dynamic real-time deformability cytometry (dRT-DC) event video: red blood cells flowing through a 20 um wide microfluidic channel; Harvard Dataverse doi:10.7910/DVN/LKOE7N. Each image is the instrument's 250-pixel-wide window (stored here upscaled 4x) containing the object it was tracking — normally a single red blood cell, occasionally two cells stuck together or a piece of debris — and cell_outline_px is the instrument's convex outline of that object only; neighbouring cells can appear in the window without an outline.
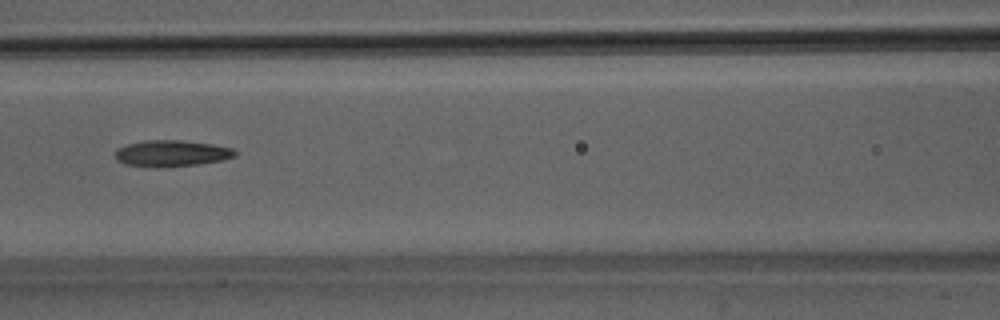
{"species": "Egyptian fruit bat (a non-hibernating species)", "species_latin": "Rousettus aegyptiacus", "temperature_condition": "room temperature", "stored_images_in_passage": 46, "camera_frame_rate_fps": 3000, "um_per_image_px": 0.085, "animal": {"sex": "male"}, "frame": {"image": 1, "passage_image": 19, "time_ms": 6.0, "image_size_px": [1000, 320], "cell_outline_px": [[236, 156], [224, 160], [200, 164], [156, 168], [152, 168], [124, 164], [116, 160], [116, 148], [128, 144], [144, 140], [180, 140], [212, 144], [232, 148], [236, 152]], "centroid_in_image_um": [14.57, 13.05], "position_along_channel_um": 152.0, "area_um2": 18.61}}
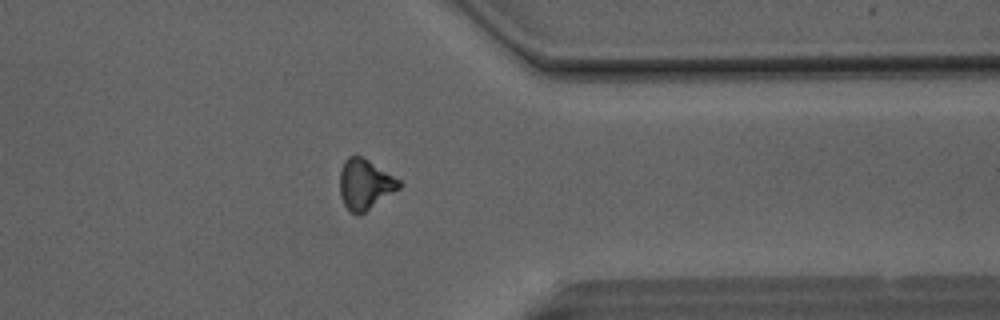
{"frame": {"image": 2, "passage_image": 36, "time_ms": 11.667, "image_size_px": [1000, 320], "cell_outline_px": [[404, 184], [400, 188], [364, 212], [356, 216], [348, 212], [340, 196], [340, 172], [344, 160], [348, 156], [360, 156], [368, 160], [400, 180]], "centroid_in_image_um": [31.01, 15.68], "position_along_channel_um": 380.4, "area_um2": 17.34}}
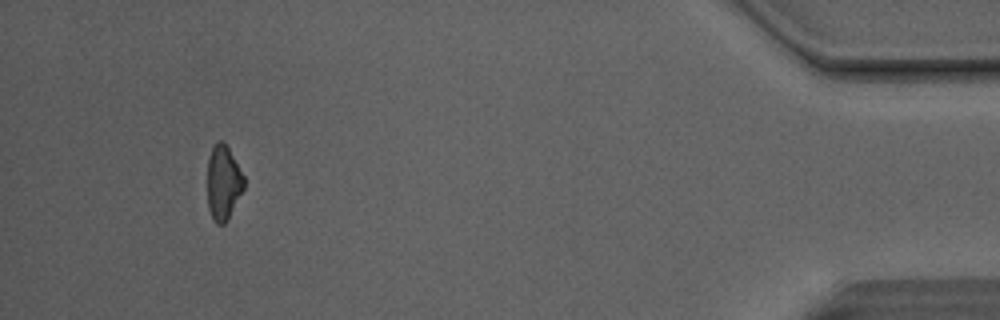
{"frame": {"image": 3, "passage_image": 43, "time_ms": 14.0, "image_size_px": [1000, 320], "cell_outline_px": [[244, 188], [228, 220], [224, 224], [216, 224], [212, 220], [208, 208], [208, 160], [212, 148], [216, 140], [224, 140], [244, 176]], "centroid_in_image_um": [18.98, 15.54], "position_along_channel_um": 416.2, "area_um2": 16.01}, "authors_computed_cell_mechanics": {"area_um2": 17.9758, "velocity_mm_per_s": 4.1736, "shape_relaxation_time_tau1_ms": 6.2494, "shape_relaxation_time_tau2_ms": 7.1892, "deformation_change_tau1": 0.1471, "deformation_change_tau2": 0.2002}}